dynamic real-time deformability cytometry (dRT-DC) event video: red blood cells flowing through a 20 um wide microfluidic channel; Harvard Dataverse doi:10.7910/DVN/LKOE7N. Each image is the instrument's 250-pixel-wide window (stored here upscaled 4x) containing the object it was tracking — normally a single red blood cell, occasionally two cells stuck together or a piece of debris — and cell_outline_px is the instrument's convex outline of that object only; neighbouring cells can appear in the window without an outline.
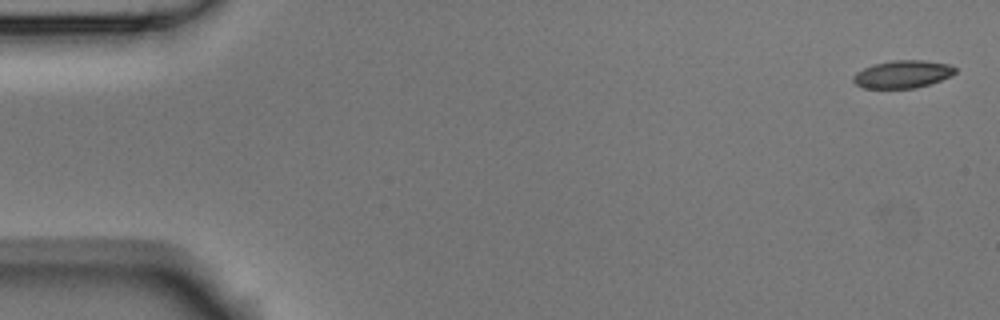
{"species": "Egyptian fruit bat (a non-hibernating species)", "species_latin": "Rousettus aegyptiacus", "temperature_condition": "room temperature", "stored_images_in_passage": 4, "camera_frame_rate_fps": 3000, "um_per_image_px": 0.085, "animal": {"sex": "male"}, "frame": {"image": 1, "passage_image": 1, "time_ms": 0.0, "image_size_px": [1000, 320], "cell_outline_px": [[956, 72], [952, 76], [916, 88], [864, 88], [856, 84], [852, 80], [852, 76], [856, 72], [872, 64], [892, 60], [924, 60], [948, 64], [956, 68]], "centroid_in_image_um": [76.71, 6.3], "position_along_channel_um": 8.3, "area_um2": 16.47}}
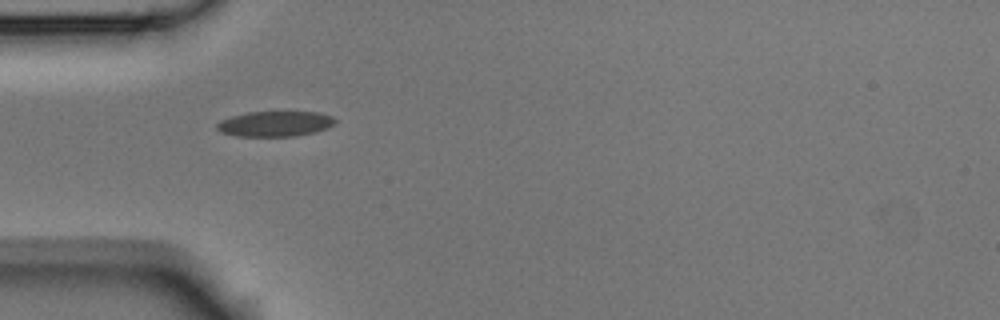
{"frame": {"image": 2, "passage_image": 4, "time_ms": 1.0, "image_size_px": [1000, 320], "cell_outline_px": [[336, 124], [328, 128], [316, 132], [296, 136], [236, 136], [220, 132], [216, 128], [216, 124], [220, 120], [232, 116], [248, 112], [320, 112], [332, 116], [336, 120]], "centroid_in_image_um": [23.4, 10.52], "position_along_channel_um": 61.6, "area_um2": 17.63}}